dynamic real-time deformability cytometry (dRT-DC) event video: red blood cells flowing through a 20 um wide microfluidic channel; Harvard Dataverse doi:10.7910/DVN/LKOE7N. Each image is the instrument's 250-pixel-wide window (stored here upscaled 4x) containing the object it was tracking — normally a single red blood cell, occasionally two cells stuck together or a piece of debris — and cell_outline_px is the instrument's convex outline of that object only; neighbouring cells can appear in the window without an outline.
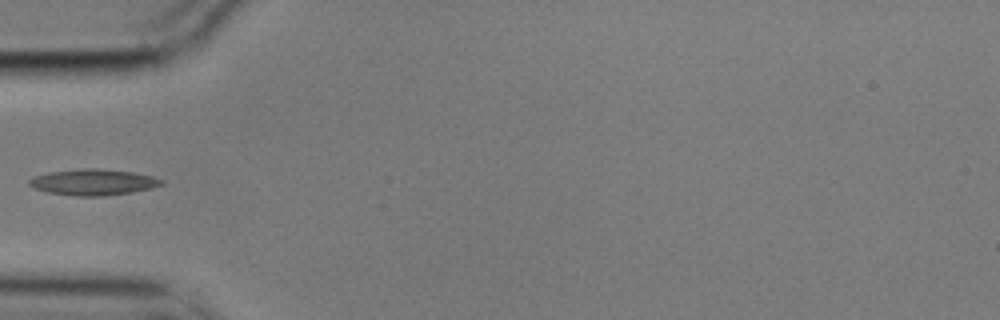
{"species": "common noctule bat (a hibernating species)", "species_latin": "Nyctalus noctula", "temperature_condition": "cold", "stored_images_in_passage": 4, "camera_frame_rate_fps": 3000, "um_per_image_px": 0.085, "animal": {"sex": "male", "body_mass_g": 17.9}, "frame": {"image": 1, "passage_image": 4, "time_ms": 1.0, "image_size_px": [1000, 320], "cell_outline_px": [[164, 184], [152, 188], [132, 192], [104, 196], [76, 196], [48, 192], [36, 188], [28, 184], [28, 180], [36, 176], [52, 172], [84, 168], [100, 168], [132, 172], [152, 176], [164, 180]], "centroid_in_image_um": [7.98, 15.48], "position_along_channel_um": 77.0, "area_um2": 19.94}}